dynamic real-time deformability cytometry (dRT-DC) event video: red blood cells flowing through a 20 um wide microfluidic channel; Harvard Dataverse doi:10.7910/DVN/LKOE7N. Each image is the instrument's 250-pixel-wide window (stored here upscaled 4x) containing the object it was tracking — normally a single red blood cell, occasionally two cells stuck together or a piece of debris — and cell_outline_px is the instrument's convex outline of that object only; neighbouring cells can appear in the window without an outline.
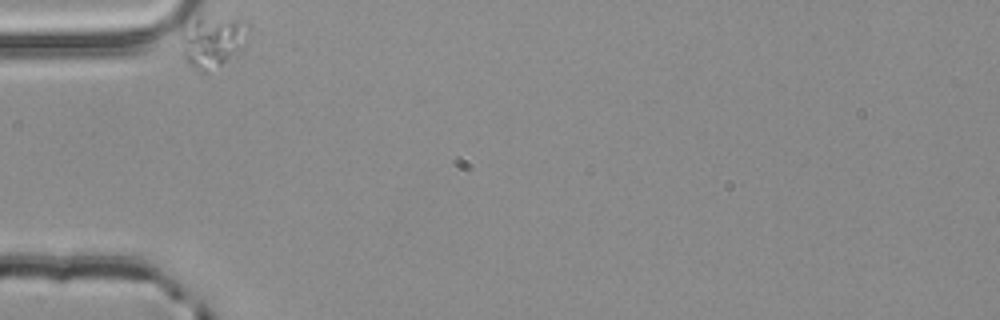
{"species": "common noctule bat (a hibernating species)", "species_latin": "Nyctalus noctula", "temperature_condition": "room temperature", "stored_images_in_passage": 2, "camera_frame_rate_fps": 3000, "um_per_image_px": 0.085, "animal": {"sex": "male", "body_mass_g": 20.4}, "frame": {"image": 1, "passage_image": 1, "time_ms": 0.0, "image_size_px": [1000, 320], "cell_outline_px": [[240, 28], [228, 56], [220, 64], [208, 72], [200, 72], [192, 68], [188, 64], [184, 56], [180, 40], [180, 36], [196, 20], [200, 20], [236, 24]], "centroid_in_image_um": [17.67, 3.72], "position_along_channel_um": 67.3, "area_um2": 15.95}}